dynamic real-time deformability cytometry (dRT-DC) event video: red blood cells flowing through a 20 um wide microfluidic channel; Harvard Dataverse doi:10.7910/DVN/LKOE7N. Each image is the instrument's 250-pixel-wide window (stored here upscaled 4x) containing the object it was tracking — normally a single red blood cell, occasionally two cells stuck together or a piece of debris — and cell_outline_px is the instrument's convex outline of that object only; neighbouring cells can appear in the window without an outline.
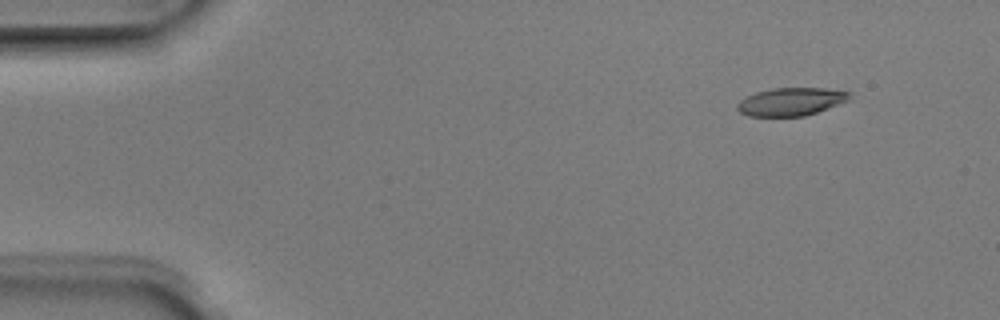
{"species": "Egyptian fruit bat (a non-hibernating species)", "species_latin": "Rousettus aegyptiacus", "temperature_condition": "room temperature", "stored_images_in_passage": 3, "camera_frame_rate_fps": 3000, "um_per_image_px": 0.085, "animal": {"sex": "male"}, "frame": {"image": 1, "passage_image": 1, "time_ms": 0.0, "image_size_px": [1000, 320], "cell_outline_px": [[852, 100], [804, 116], [748, 116], [740, 112], [736, 108], [736, 104], [740, 100], [756, 92], [772, 88], [824, 88], [852, 92]], "centroid_in_image_um": [67.28, 8.64], "position_along_channel_um": 17.7, "area_um2": 18.44}}
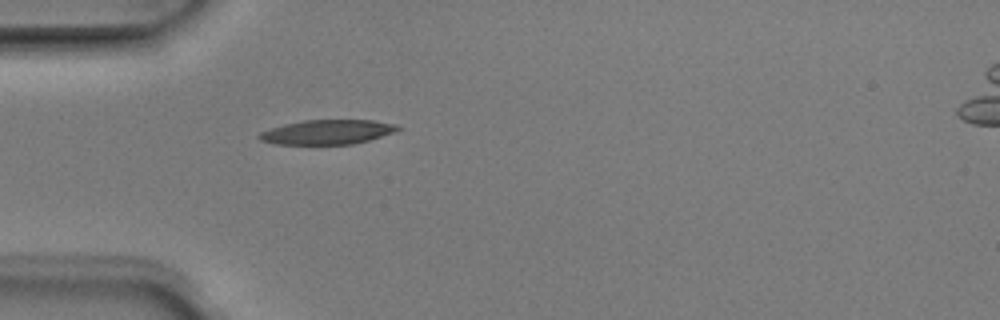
{"frame": {"image": 2, "passage_image": 3, "time_ms": 0.667, "image_size_px": [1000, 320], "cell_outline_px": [[400, 128], [396, 132], [368, 140], [352, 144], [276, 144], [260, 140], [256, 136], [260, 132], [284, 124], [304, 120], [372, 120], [396, 124]], "centroid_in_image_um": [27.82, 11.22], "position_along_channel_um": 57.2, "area_um2": 19.71}}